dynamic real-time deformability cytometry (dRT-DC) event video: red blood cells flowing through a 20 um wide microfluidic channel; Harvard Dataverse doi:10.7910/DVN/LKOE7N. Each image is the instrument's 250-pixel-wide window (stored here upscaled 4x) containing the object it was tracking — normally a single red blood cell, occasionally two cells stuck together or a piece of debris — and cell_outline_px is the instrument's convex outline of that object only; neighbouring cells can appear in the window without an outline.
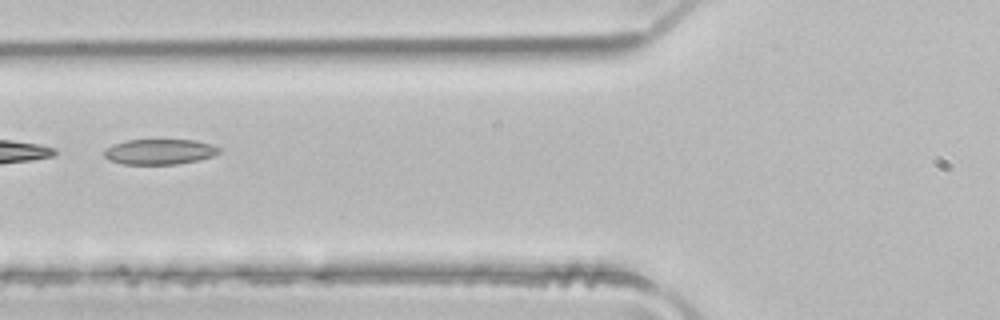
{"species": "common noctule bat (a hibernating species)", "species_latin": "Nyctalus noctula", "temperature_condition": "room temperature", "stored_images_in_passage": 4, "camera_frame_rate_fps": 3000, "um_per_image_px": 0.085, "animal": {"sex": "male", "body_mass_g": 21.5, "forearm_length_mm": 52.0}, "frame": {"image": 1, "passage_image": 4, "time_ms": 1.0, "image_size_px": [1000, 320], "cell_outline_px": [[220, 152], [212, 156], [196, 160], [176, 164], [124, 164], [108, 160], [104, 156], [104, 148], [112, 144], [124, 140], [192, 140], [212, 144], [220, 148]], "centroid_in_image_um": [13.51, 12.89], "position_along_channel_um": 112.3, "area_um2": 16.99}}